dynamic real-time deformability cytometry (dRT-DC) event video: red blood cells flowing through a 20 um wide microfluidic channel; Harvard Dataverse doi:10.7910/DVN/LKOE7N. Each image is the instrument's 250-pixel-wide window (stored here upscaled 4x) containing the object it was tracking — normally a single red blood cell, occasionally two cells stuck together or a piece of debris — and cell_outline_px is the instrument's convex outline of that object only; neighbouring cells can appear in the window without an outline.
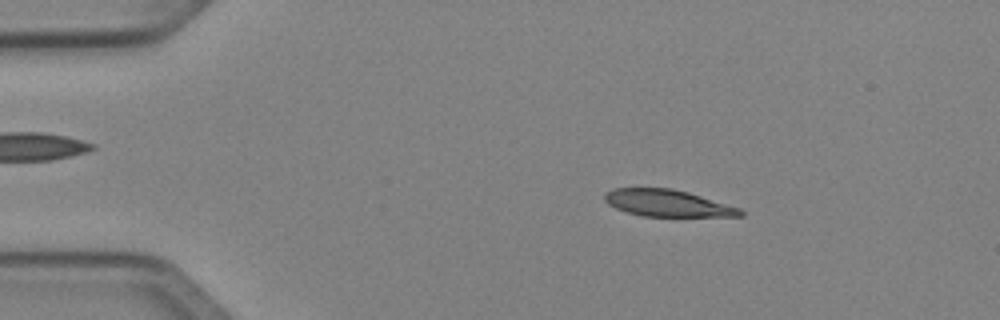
{"species": "Egyptian fruit bat (a non-hibernating species)", "species_latin": "Rousettus aegyptiacus", "temperature_condition": "cold", "stored_images_in_passage": 49, "camera_frame_rate_fps": 3000, "um_per_image_px": 0.085, "animal": {"sex": "female"}, "frame": {"image": 1, "passage_image": 8, "time_ms": 2.333, "image_size_px": [1000, 320], "cell_outline_px": [[744, 216], [640, 216], [616, 208], [608, 204], [604, 200], [604, 192], [612, 188], [672, 188], [688, 192], [740, 208], [744, 212]], "centroid_in_image_um": [56.7, 17.26], "position_along_channel_um": 28.3, "area_um2": 21.15}}
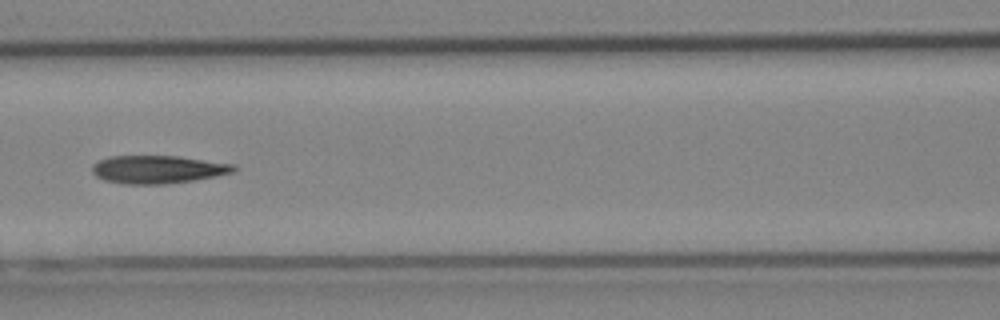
{"frame": {"image": 2, "passage_image": 22, "time_ms": 7.0, "image_size_px": [1000, 320], "cell_outline_px": [[236, 172], [216, 176], [192, 180], [164, 184], [120, 184], [104, 180], [96, 176], [92, 172], [92, 164], [100, 160], [112, 156], [176, 156], [236, 164]], "centroid_in_image_um": [13.42, 14.4], "position_along_channel_um": 153.2, "area_um2": 23.12}}
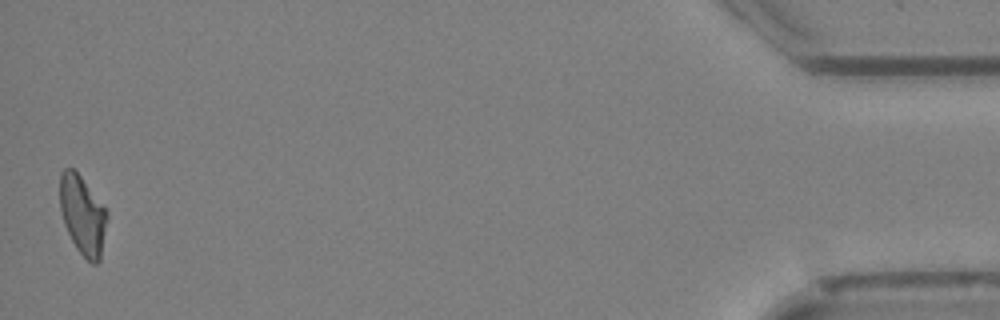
{"frame": {"image": 3, "passage_image": 49, "time_ms": 16.0, "image_size_px": [1000, 320], "cell_outline_px": [[108, 216], [100, 260], [96, 264], [92, 264], [76, 248], [64, 224], [60, 208], [60, 172], [64, 168], [72, 168], [80, 176], [108, 212]], "centroid_in_image_um": [7.02, 18.29], "position_along_channel_um": 428.2, "area_um2": 21.44}, "authors_computed_cell_mechanics": {"area_um2": 22.542, "velocity_mm_per_s": 4.0534, "shape_relaxation_time_tau1_ms": 4.3264, "shape_relaxation_time_tau2_ms": 3.7423, "deformation_change_tau1": 0.1596, "deformation_change_tau2": 0.1281}}